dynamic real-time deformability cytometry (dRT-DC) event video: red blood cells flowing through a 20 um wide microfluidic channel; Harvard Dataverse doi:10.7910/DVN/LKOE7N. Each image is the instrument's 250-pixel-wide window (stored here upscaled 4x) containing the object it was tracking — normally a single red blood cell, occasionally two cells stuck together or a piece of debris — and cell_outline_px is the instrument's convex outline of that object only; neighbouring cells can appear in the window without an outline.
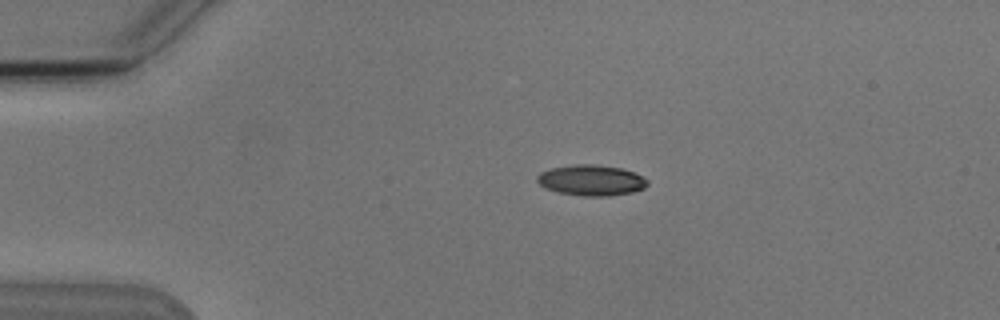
{"species": "Egyptian fruit bat (a non-hibernating species)", "species_latin": "Rousettus aegyptiacus", "temperature_condition": "cold", "stored_images_in_passage": 9, "camera_frame_rate_fps": 3000, "um_per_image_px": 0.085, "animal": {"sex": "male"}, "frame": {"image": 1, "passage_image": 3, "time_ms": 2.333, "image_size_px": [1000, 320], "cell_outline_px": [[648, 184], [644, 188], [632, 192], [608, 196], [580, 196], [560, 192], [544, 188], [536, 180], [536, 176], [540, 172], [552, 168], [572, 164], [596, 164], [620, 168], [644, 176], [648, 180]], "centroid_in_image_um": [50.25, 15.32], "position_along_channel_um": 34.8, "area_um2": 19.83}}
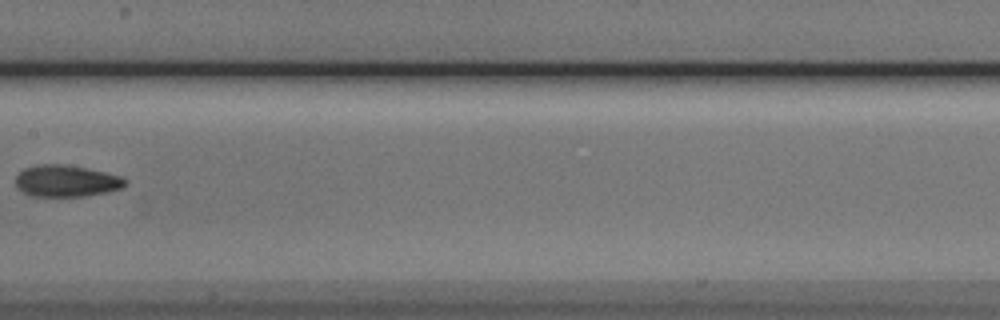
{"frame": {"image": 2, "passage_image": 8, "time_ms": 8.0, "image_size_px": [1000, 320], "cell_outline_px": [[128, 180], [120, 188], [108, 192], [84, 196], [32, 196], [16, 188], [16, 176], [24, 168], [36, 164], [64, 164], [104, 172], [120, 176]], "centroid_in_image_um": [5.6, 15.38], "position_along_channel_um": 201.8, "area_um2": 20.11}}
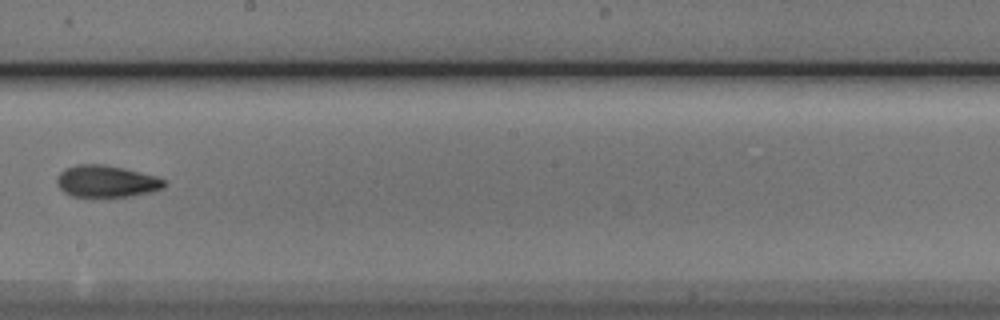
{"frame": {"image": 3, "passage_image": 9, "time_ms": 9.0, "image_size_px": [1000, 320], "cell_outline_px": [[164, 188], [152, 192], [128, 196], [72, 196], [64, 192], [60, 188], [56, 180], [60, 172], [64, 168], [76, 164], [104, 164], [124, 168], [156, 176], [164, 180]], "centroid_in_image_um": [9.03, 15.39], "position_along_channel_um": 239.2, "area_um2": 19.83}}